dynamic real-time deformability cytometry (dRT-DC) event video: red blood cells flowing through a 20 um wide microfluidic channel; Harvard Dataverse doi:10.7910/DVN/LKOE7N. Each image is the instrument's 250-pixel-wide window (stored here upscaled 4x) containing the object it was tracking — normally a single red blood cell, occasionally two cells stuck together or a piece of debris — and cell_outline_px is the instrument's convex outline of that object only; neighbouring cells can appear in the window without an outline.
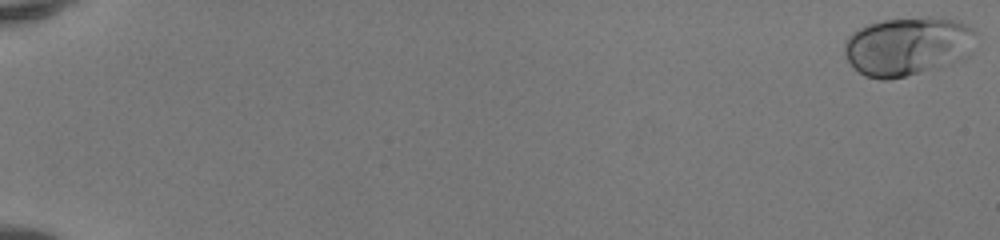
{"species": "human", "species_latin": "Homo sapiens", "temperature_condition": "room temperature", "stored_images_in_passage": 52, "camera_frame_rate_fps": 3000, "um_per_image_px": 0.085, "donor": {"sex": "female"}, "frame": {"image": 1, "passage_image": 1, "time_ms": 0.0, "image_size_px": [1000, 240], "cell_outline_px": [[976, 32], [968, 56], [960, 60], [904, 76], [888, 80], [880, 80], [864, 76], [848, 60], [844, 52], [844, 40], [852, 32], [868, 24], [884, 20], [924, 16], [944, 16], [976, 28]], "centroid_in_image_um": [77.15, 3.89], "position_along_channel_um": 7.8, "area_um2": 45.08}}
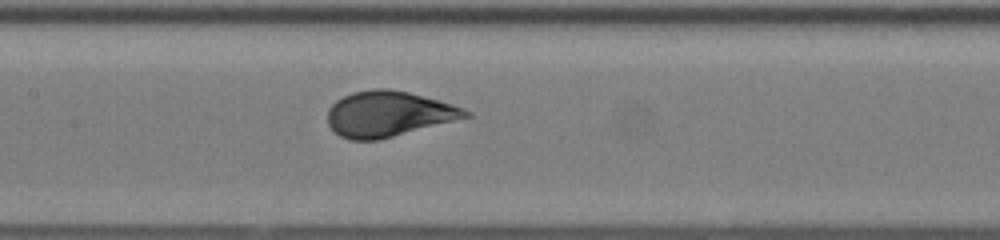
{"frame": {"image": 2, "passage_image": 28, "time_ms": 9.0, "image_size_px": [1000, 240], "cell_outline_px": [[472, 116], [380, 140], [348, 140], [340, 136], [328, 124], [328, 108], [336, 100], [352, 92], [372, 88], [388, 88], [408, 92], [452, 104], [464, 108], [472, 112]], "centroid_in_image_um": [33.02, 9.68], "position_along_channel_um": 174.4, "area_um2": 36.7}}
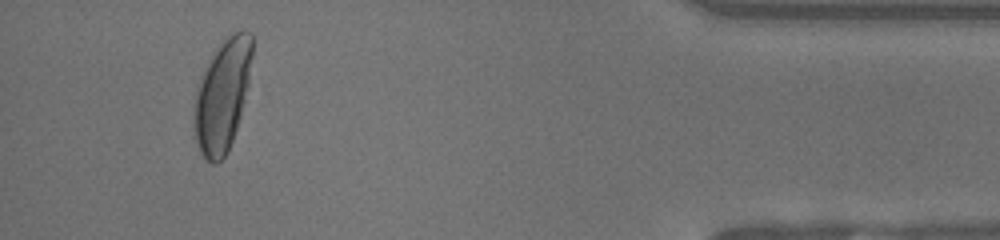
{"frame": {"image": 3, "passage_image": 49, "time_ms": 16.0, "image_size_px": [1000, 240], "cell_outline_px": [[252, 56], [248, 84], [240, 116], [228, 152], [216, 164], [212, 164], [200, 152], [196, 140], [192, 120], [192, 116], [196, 88], [200, 76], [212, 52], [232, 32], [244, 28], [252, 32]], "centroid_in_image_um": [18.88, 8.06], "position_along_channel_um": 416.3, "area_um2": 38.26}, "authors_computed_cell_mechanics": {"area_um2": 37.5989, "velocity_mm_per_s": 4.1466, "shape_relaxation_time_tau1_ms": 2.8909, "shape_relaxation_time_tau2_ms": null, "deformation_change_tau1": 0.1427, "deformation_change_tau2": null}}